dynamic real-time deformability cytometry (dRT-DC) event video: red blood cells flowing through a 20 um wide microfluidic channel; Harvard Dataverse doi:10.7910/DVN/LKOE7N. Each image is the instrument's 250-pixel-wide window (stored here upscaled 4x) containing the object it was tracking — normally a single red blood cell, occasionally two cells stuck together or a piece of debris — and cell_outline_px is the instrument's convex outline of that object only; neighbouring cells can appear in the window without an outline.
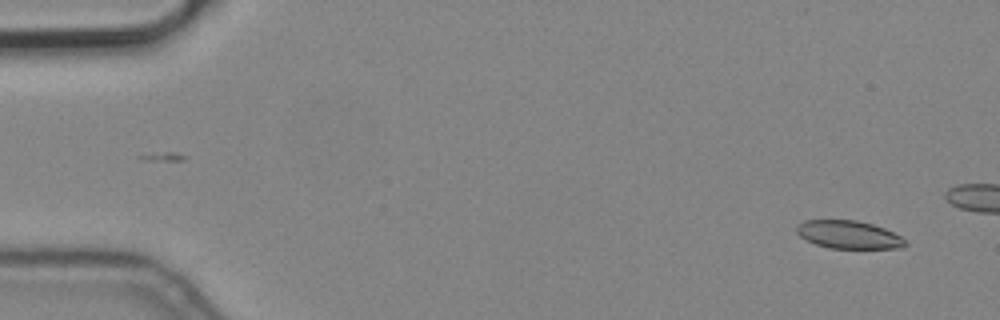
{"species": "common noctule bat (a hibernating species)", "species_latin": "Nyctalus noctula", "temperature_condition": "cold", "stored_images_in_passage": 2, "camera_frame_rate_fps": 3000, "um_per_image_px": 0.085, "animal": {"sex": "male", "body_mass_g": 19.2, "forearm_length_mm": 51.8}, "frame": {"image": 1, "passage_image": 2, "time_ms": 0.333, "image_size_px": [1000, 320], "cell_outline_px": [[908, 244], [904, 248], [828, 248], [816, 244], [800, 236], [796, 232], [796, 224], [804, 220], [856, 220], [872, 224], [884, 228], [900, 236]], "centroid_in_image_um": [72.12, 19.94], "position_along_channel_um": 12.9, "area_um2": 17.69}}